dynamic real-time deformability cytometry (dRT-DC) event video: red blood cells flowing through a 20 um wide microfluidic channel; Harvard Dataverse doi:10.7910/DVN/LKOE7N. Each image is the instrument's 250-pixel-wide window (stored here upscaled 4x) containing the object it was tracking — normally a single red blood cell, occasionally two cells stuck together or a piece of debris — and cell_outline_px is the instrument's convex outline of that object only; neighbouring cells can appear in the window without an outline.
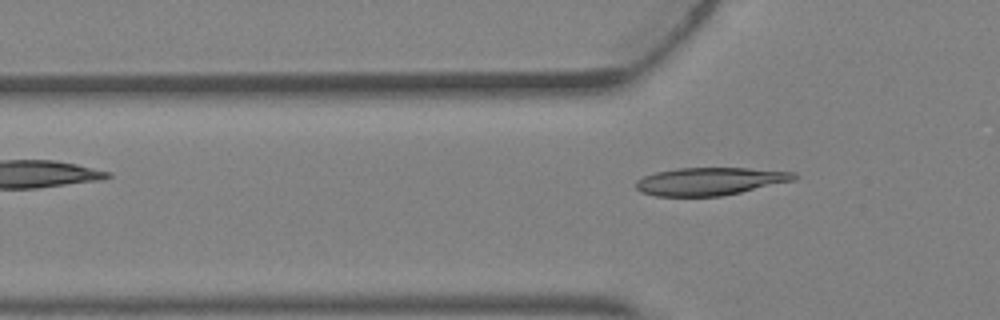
{"species": "Egyptian fruit bat (a non-hibernating species)", "species_latin": "Rousettus aegyptiacus", "temperature_condition": "warm", "stored_images_in_passage": 3, "camera_frame_rate_fps": 3000, "um_per_image_px": 0.085, "animal": {"sex": "female"}, "frame": {"image": 1, "passage_image": 3, "time_ms": 0.667, "image_size_px": [1000, 320], "cell_outline_px": [[796, 180], [740, 192], [720, 196], [656, 196], [640, 192], [636, 188], [636, 180], [644, 176], [656, 172], [680, 168], [748, 168], [796, 172]], "centroid_in_image_um": [60.34, 15.41], "position_along_channel_um": 65.5, "area_um2": 25.49}}